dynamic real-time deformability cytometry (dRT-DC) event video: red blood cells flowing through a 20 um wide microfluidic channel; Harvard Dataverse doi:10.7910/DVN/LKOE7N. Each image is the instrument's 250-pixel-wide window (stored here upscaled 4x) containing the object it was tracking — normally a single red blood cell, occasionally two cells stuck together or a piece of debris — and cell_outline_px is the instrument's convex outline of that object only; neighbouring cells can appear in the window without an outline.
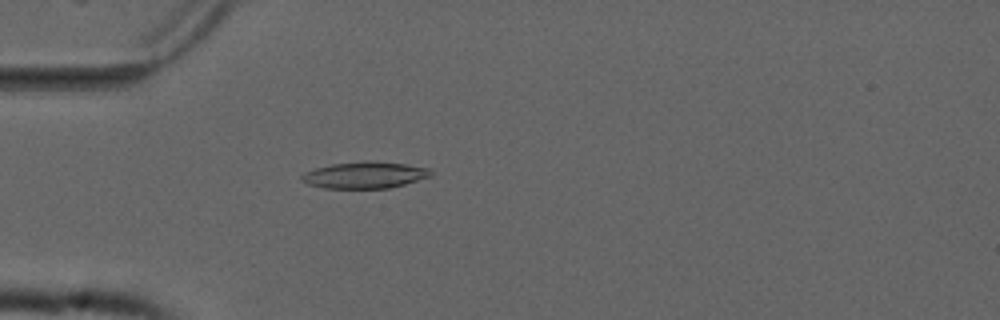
{"species": "common noctule bat (a hibernating species)", "species_latin": "Nyctalus noctula", "temperature_condition": "cold", "stored_images_in_passage": 43, "camera_frame_rate_fps": 3000, "um_per_image_px": 0.085, "animal": {"sex": "male", "forearm_length_mm": 52.5}, "frame": {"image": 1, "passage_image": 5, "time_ms": 1.333, "image_size_px": [1000, 320], "cell_outline_px": [[432, 176], [404, 184], [388, 188], [324, 188], [308, 184], [300, 180], [300, 176], [304, 172], [316, 168], [332, 164], [364, 160], [372, 160], [404, 164], [432, 168]], "centroid_in_image_um": [31.01, 14.86], "position_along_channel_um": 54.0, "area_um2": 20.17}}
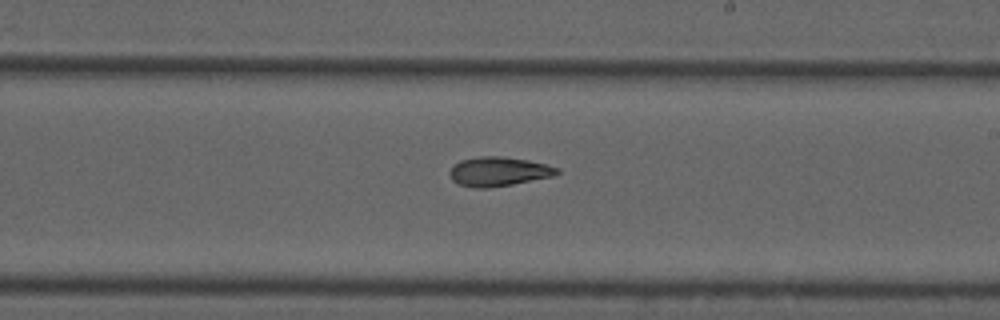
{"frame": {"image": 2, "passage_image": 21, "time_ms": 6.667, "image_size_px": [1000, 320], "cell_outline_px": [[560, 172], [552, 176], [512, 184], [488, 188], [472, 188], [460, 184], [452, 180], [448, 172], [460, 160], [480, 156], [500, 156], [528, 160], [560, 168]], "centroid_in_image_um": [42.36, 14.58], "position_along_channel_um": 246.6, "area_um2": 18.15}}
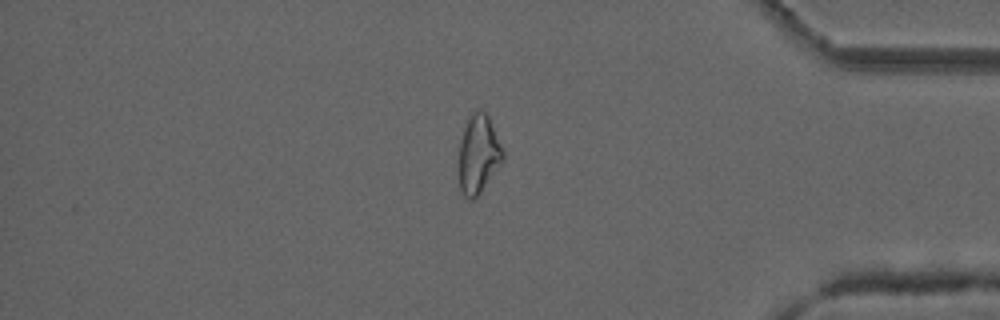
{"frame": {"image": 3, "passage_image": 35, "time_ms": 11.333, "image_size_px": [1000, 320], "cell_outline_px": [[504, 160], [480, 192], [472, 200], [468, 200], [464, 196], [460, 188], [460, 140], [468, 116], [476, 108], [480, 108], [488, 116], [504, 152]], "centroid_in_image_um": [40.67, 13.08], "position_along_channel_um": 394.5, "area_um2": 19.94}, "authors_computed_cell_mechanics": {"area_um2": 18.785, "velocity_mm_per_s": 3.7707, "shape_relaxation_time_tau1_ms": null, "shape_relaxation_time_tau2_ms": 5.2794, "deformation_change_tau1": null, "deformation_change_tau2": 0.1406}}